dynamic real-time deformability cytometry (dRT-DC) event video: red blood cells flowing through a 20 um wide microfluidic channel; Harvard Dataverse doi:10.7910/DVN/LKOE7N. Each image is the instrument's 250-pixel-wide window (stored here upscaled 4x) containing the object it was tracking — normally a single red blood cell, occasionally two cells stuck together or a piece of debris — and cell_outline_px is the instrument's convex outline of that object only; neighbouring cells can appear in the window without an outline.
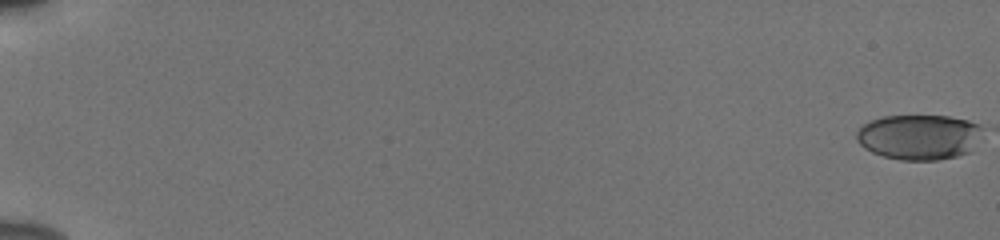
{"species": "human", "species_latin": "Homo sapiens", "temperature_condition": "cold", "stored_images_in_passage": 56, "camera_frame_rate_fps": 3000, "um_per_image_px": 0.085, "donor": {"sex": "male"}, "frame": {"image": 1, "passage_image": 1, "time_ms": 0.0, "image_size_px": [1000, 240], "cell_outline_px": [[984, 128], [972, 152], [956, 156], [936, 160], [900, 160], [884, 156], [872, 152], [864, 148], [856, 140], [856, 132], [864, 124], [872, 120], [884, 116], [948, 116], [968, 120], [980, 124]], "centroid_in_image_um": [78.16, 11.65], "position_along_channel_um": 6.8, "area_um2": 33.41}}
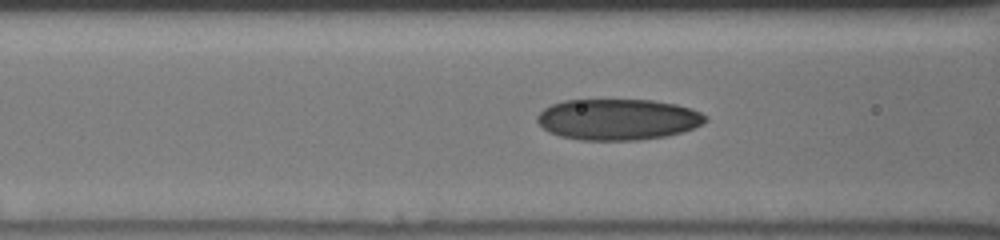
{"frame": {"image": 2, "passage_image": 26, "time_ms": 8.333, "image_size_px": [1000, 240], "cell_outline_px": [[708, 120], [704, 124], [684, 132], [664, 136], [636, 140], [580, 140], [560, 136], [548, 132], [536, 120], [536, 116], [544, 108], [552, 104], [564, 100], [652, 100], [676, 104], [692, 108], [708, 116]], "centroid_in_image_um": [52.55, 10.15], "position_along_channel_um": 114.1, "area_um2": 40.52}}
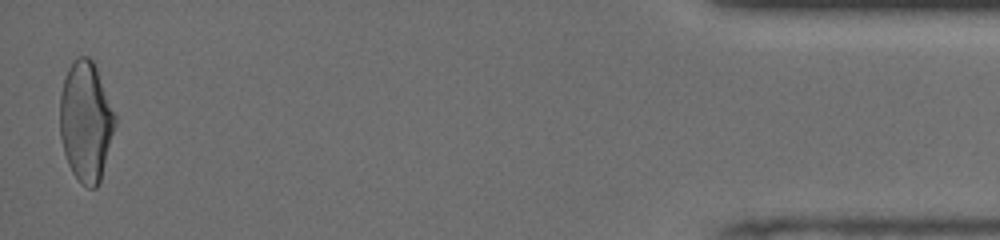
{"frame": {"image": 3, "passage_image": 56, "time_ms": 18.333, "image_size_px": [1000, 240], "cell_outline_px": [[116, 124], [100, 180], [96, 188], [88, 188], [72, 172], [68, 164], [64, 152], [60, 136], [60, 96], [64, 76], [68, 68], [76, 56], [88, 56], [92, 60], [96, 68], [116, 116]], "centroid_in_image_um": [7.28, 10.29], "position_along_channel_um": 427.9, "area_um2": 38.32}, "authors_computed_cell_mechanics": {"area_um2": 37.7434, "velocity_mm_per_s": 3.8652, "shape_relaxation_time_tau1_ms": 6.4266, "shape_relaxation_time_tau2_ms": 1.5004, "deformation_change_tau1": 0.1974, "deformation_change_tau2": 0.069}}